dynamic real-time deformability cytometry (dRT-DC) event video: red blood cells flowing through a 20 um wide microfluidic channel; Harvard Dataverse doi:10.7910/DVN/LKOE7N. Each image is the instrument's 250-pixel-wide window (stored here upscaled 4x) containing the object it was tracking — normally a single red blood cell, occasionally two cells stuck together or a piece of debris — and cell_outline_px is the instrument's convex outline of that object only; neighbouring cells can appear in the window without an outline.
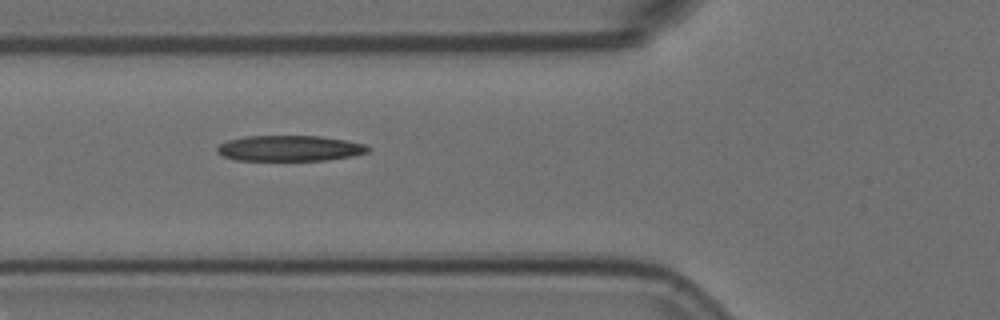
{"species": "Egyptian fruit bat (a non-hibernating species)", "species_latin": "Rousettus aegyptiacus", "temperature_condition": "room temperature", "stored_images_in_passage": 9, "camera_frame_rate_fps": 3000, "um_per_image_px": 0.085, "animal": {"sex": "female"}, "frame": {"image": 1, "passage_image": 6, "time_ms": 1.667, "image_size_px": [1000, 320], "cell_outline_px": [[372, 148], [368, 152], [352, 156], [328, 160], [236, 160], [224, 156], [216, 152], [216, 148], [220, 144], [228, 140], [244, 136], [320, 136], [344, 140], [364, 144]], "centroid_in_image_um": [24.62, 12.6], "position_along_channel_um": 101.2, "area_um2": 22.54}}
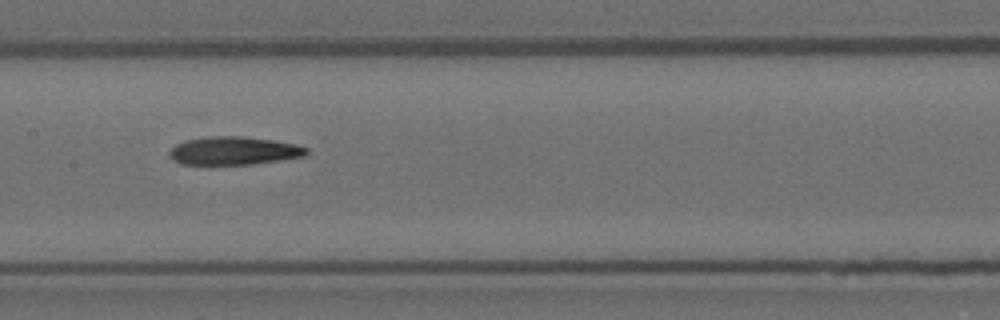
{"frame": {"image": 2, "passage_image": 8, "time_ms": 2.333, "image_size_px": [1000, 320], "cell_outline_px": [[308, 152], [304, 156], [280, 160], [252, 164], [180, 164], [168, 152], [176, 144], [184, 140], [208, 136], [240, 136], [272, 140], [296, 144], [308, 148]], "centroid_in_image_um": [19.89, 12.8], "position_along_channel_um": 187.5, "area_um2": 22.31}}
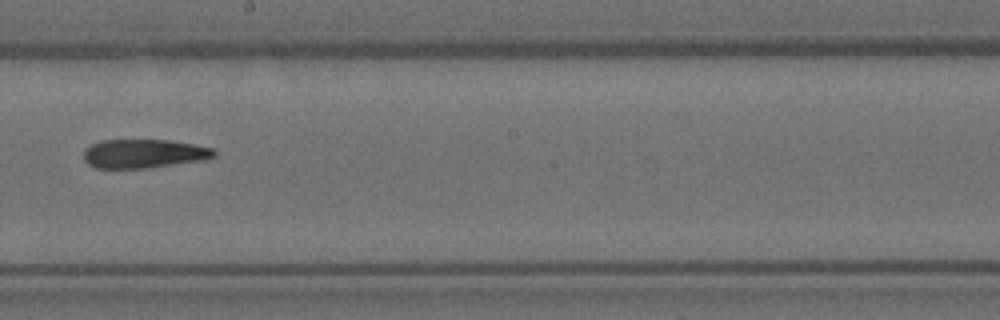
{"frame": {"image": 3, "passage_image": 9, "time_ms": 2.667, "image_size_px": [1000, 320], "cell_outline_px": [[216, 156], [204, 160], [144, 168], [96, 168], [88, 164], [84, 160], [84, 148], [100, 140], [168, 140], [216, 148]], "centroid_in_image_um": [12.23, 13.05], "position_along_channel_um": 236.0, "area_um2": 21.96}}